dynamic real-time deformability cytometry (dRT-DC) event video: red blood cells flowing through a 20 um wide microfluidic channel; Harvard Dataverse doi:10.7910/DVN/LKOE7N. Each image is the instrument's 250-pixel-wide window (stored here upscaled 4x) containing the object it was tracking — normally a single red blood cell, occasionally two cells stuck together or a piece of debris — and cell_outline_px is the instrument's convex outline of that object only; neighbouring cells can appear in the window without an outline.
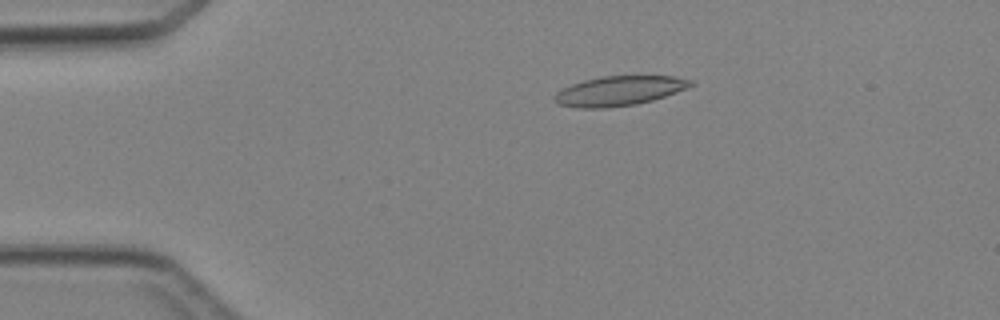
{"species": "Egyptian fruit bat (a non-hibernating species)", "species_latin": "Rousettus aegyptiacus", "temperature_condition": "cold", "stored_images_in_passage": 40, "camera_frame_rate_fps": 3000, "um_per_image_px": 0.085, "animal": {"sex": "female"}, "frame": {"image": 1, "passage_image": 3, "time_ms": 0.667, "image_size_px": [1000, 320], "cell_outline_px": [[696, 84], [688, 88], [652, 100], [636, 104], [608, 108], [576, 108], [560, 104], [552, 96], [556, 92], [572, 84], [584, 80], [604, 76], [676, 76], [696, 80]], "centroid_in_image_um": [52.69, 7.72], "position_along_channel_um": 32.3, "area_um2": 23.58}}
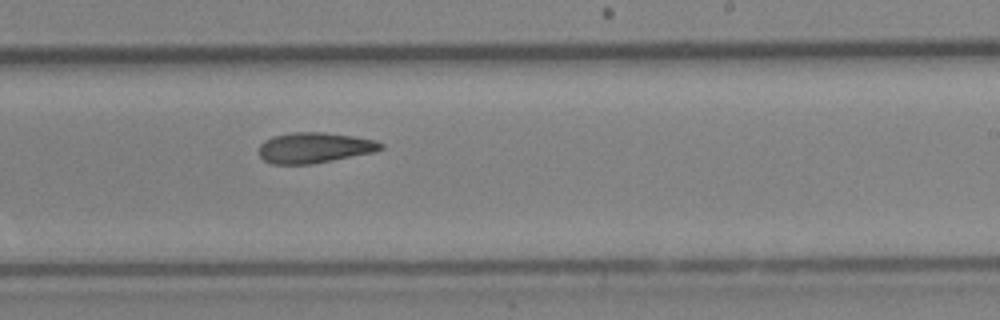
{"frame": {"image": 2, "passage_image": 22, "time_ms": 7.0, "image_size_px": [1000, 320], "cell_outline_px": [[384, 148], [372, 152], [312, 164], [272, 164], [264, 160], [260, 156], [260, 144], [264, 140], [272, 136], [292, 132], [320, 132], [352, 136], [376, 140], [384, 144]], "centroid_in_image_um": [26.71, 12.55], "position_along_channel_um": 262.3, "area_um2": 21.56}}
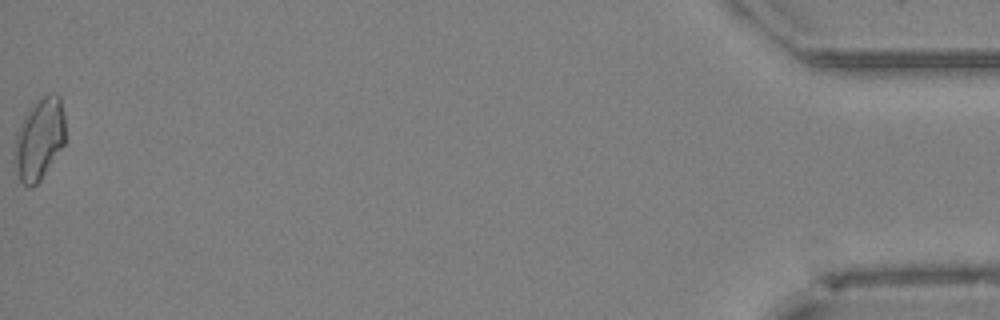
{"frame": {"image": 3, "passage_image": 40, "time_ms": 13.0, "image_size_px": [1000, 320], "cell_outline_px": [[64, 144], [40, 180], [32, 188], [28, 188], [20, 180], [12, 168], [12, 156], [16, 132], [24, 116], [32, 104], [36, 100], [48, 92], [52, 92], [60, 96], [64, 116]], "centroid_in_image_um": [3.28, 11.83], "position_along_channel_um": 431.9, "area_um2": 24.74}}